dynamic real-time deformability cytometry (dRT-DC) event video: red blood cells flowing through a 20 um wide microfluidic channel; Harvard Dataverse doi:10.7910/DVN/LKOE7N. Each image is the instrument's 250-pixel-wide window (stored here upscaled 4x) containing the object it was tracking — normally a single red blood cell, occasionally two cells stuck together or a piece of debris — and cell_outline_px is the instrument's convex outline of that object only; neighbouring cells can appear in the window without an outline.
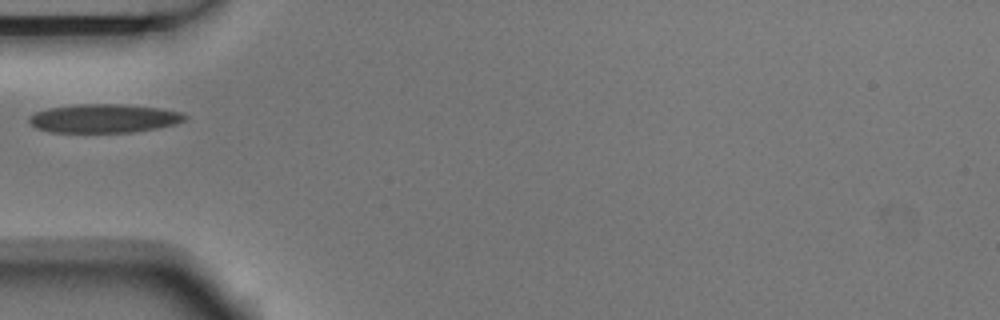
{"species": "Egyptian fruit bat (a non-hibernating species)", "species_latin": "Rousettus aegyptiacus", "temperature_condition": "room temperature", "stored_images_in_passage": 7, "camera_frame_rate_fps": 3000, "um_per_image_px": 0.085, "animal": {"sex": "male"}, "frame": {"image": 1, "passage_image": 6, "time_ms": 1.667, "image_size_px": [1000, 320], "cell_outline_px": [[188, 116], [184, 120], [176, 124], [156, 128], [132, 132], [52, 132], [36, 128], [28, 124], [28, 116], [36, 112], [48, 108], [76, 104], [120, 104], [160, 108], [180, 112]], "centroid_in_image_um": [8.79, 10.06], "position_along_channel_um": 76.2, "area_um2": 26.07}}
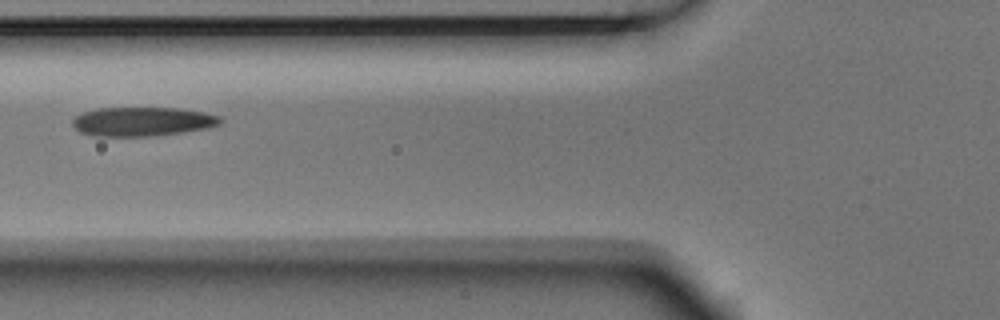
{"frame": {"image": 2, "passage_image": 7, "time_ms": 2.0, "image_size_px": [1000, 320], "cell_outline_px": [[224, 120], [220, 124], [208, 128], [184, 132], [148, 136], [92, 136], [80, 132], [72, 124], [72, 120], [76, 116], [84, 112], [96, 108], [176, 108], [204, 112], [220, 116]], "centroid_in_image_um": [12.12, 10.33], "position_along_channel_um": 113.7, "area_um2": 25.09}}